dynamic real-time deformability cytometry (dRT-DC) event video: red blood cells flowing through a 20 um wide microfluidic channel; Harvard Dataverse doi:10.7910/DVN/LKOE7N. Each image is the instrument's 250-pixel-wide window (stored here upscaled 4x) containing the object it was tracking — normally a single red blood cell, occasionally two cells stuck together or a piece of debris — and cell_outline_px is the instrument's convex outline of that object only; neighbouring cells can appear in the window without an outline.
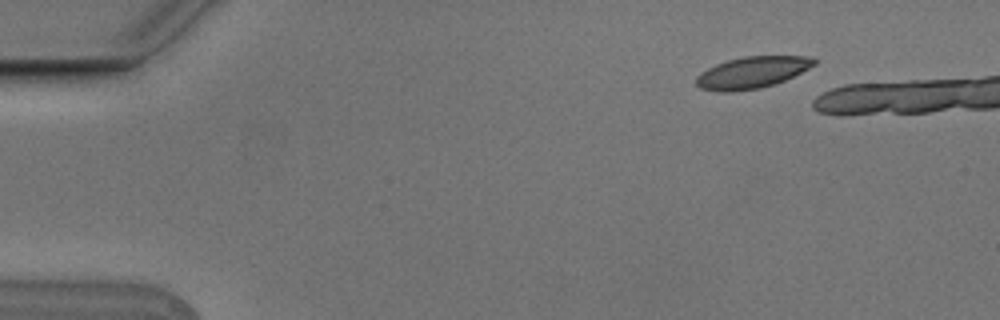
{"species": "Egyptian fruit bat (a non-hibernating species)", "species_latin": "Rousettus aegyptiacus", "temperature_condition": "cold", "stored_images_in_passage": 5, "camera_frame_rate_fps": 3000, "um_per_image_px": 0.085, "animal": {"sex": "male"}, "frame": {"image": 1, "passage_image": 2, "time_ms": 0.333, "image_size_px": [1000, 320], "cell_outline_px": [[816, 64], [776, 84], [760, 88], [732, 92], [720, 92], [700, 88], [696, 84], [696, 76], [700, 72], [716, 64], [728, 60], [744, 56], [812, 56], [816, 60]], "centroid_in_image_um": [63.9, 6.16], "position_along_channel_um": 21.1, "area_um2": 21.73}}